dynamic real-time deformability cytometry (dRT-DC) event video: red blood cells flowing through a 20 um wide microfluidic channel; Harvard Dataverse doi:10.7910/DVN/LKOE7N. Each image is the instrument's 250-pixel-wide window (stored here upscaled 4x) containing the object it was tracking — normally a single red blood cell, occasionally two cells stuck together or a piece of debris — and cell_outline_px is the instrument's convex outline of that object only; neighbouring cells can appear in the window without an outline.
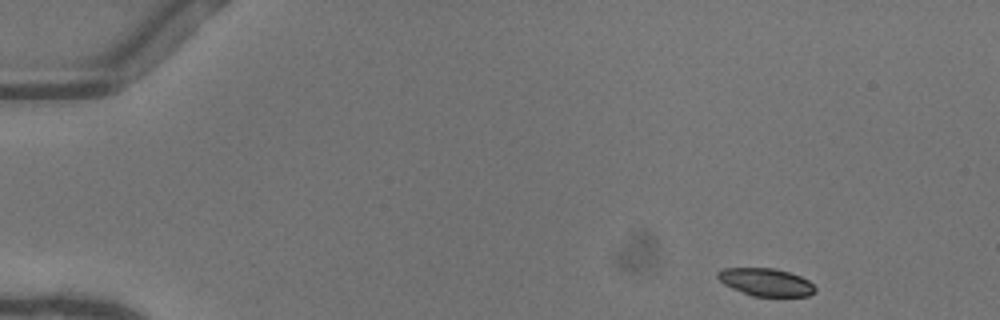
{"species": "common noctule bat (a hibernating species)", "species_latin": "Nyctalus noctula", "temperature_condition": "warm", "stored_images_in_passage": 46, "camera_frame_rate_fps": 3000, "um_per_image_px": 0.085, "animal": {"sex": "female"}, "frame": {"image": 1, "passage_image": 1, "time_ms": 0.0, "image_size_px": [1000, 320], "cell_outline_px": [[816, 292], [808, 296], [752, 296], [732, 288], [724, 284], [716, 276], [716, 272], [724, 268], [776, 268], [800, 276], [808, 280], [816, 288]], "centroid_in_image_um": [65.1, 23.98], "position_along_channel_um": 19.9, "area_um2": 15.72}}
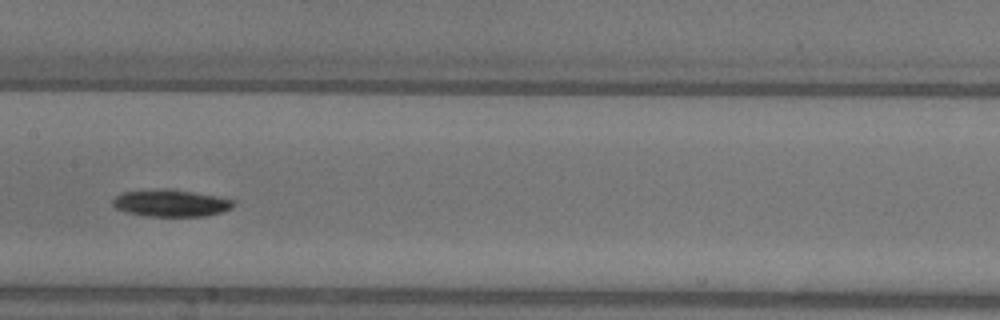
{"frame": {"image": 2, "passage_image": 22, "time_ms": 7.0, "image_size_px": [1000, 320], "cell_outline_px": [[236, 204], [232, 208], [224, 212], [204, 216], [144, 216], [128, 212], [116, 208], [112, 204], [112, 200], [116, 196], [124, 192], [164, 188], [168, 188], [192, 192], [232, 200]], "centroid_in_image_um": [14.52, 17.27], "position_along_channel_um": 192.9, "area_um2": 18.84}}
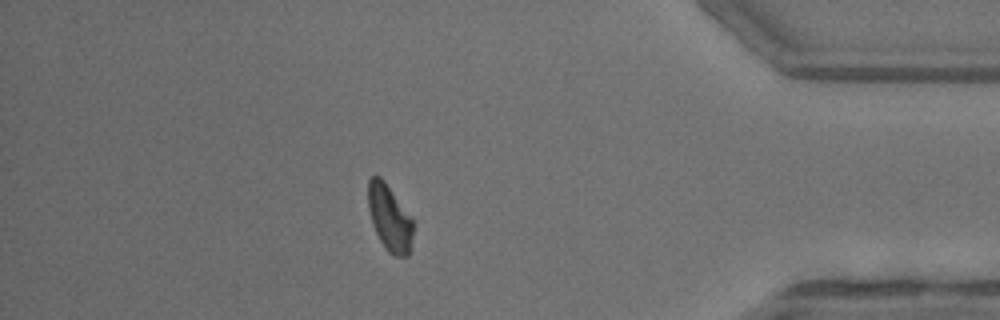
{"frame": {"image": 3, "passage_image": 40, "time_ms": 13.0, "image_size_px": [1000, 320], "cell_outline_px": [[412, 236], [408, 256], [396, 256], [388, 252], [384, 248], [372, 224], [368, 208], [368, 180], [372, 176], [380, 176], [384, 180], [412, 216]], "centroid_in_image_um": [33.1, 18.5], "position_along_channel_um": 402.1, "area_um2": 17.4}, "authors_computed_cell_mechanics": {"area_um2": 17.8602, "velocity_mm_per_s": 4.0908, "shape_relaxation_time_tau1_ms": 2.2354, "shape_relaxation_time_tau2_ms": null, "deformation_change_tau1": 0.089, "deformation_change_tau2": null}}